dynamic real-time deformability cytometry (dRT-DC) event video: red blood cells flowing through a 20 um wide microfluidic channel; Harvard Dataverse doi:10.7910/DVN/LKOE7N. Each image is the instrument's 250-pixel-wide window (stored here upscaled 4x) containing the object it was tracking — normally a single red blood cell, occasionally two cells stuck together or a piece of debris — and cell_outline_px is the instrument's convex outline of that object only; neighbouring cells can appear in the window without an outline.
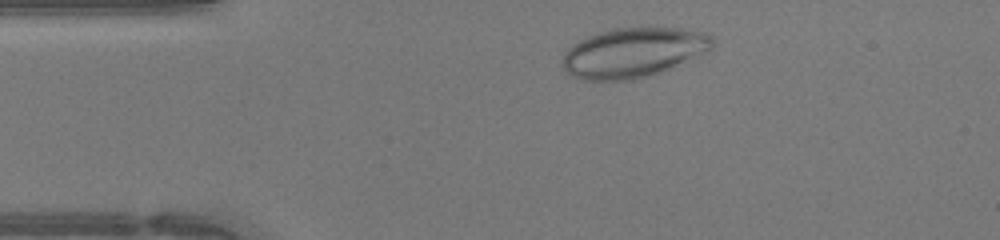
{"species": "human", "species_latin": "Homo sapiens", "temperature_condition": "warm", "stored_images_in_passage": 35, "camera_frame_rate_fps": 3000, "um_per_image_px": 0.085, "donor": {"sex": "female"}, "frame": {"image": 1, "passage_image": 4, "time_ms": 1.0, "image_size_px": [1000, 240], "cell_outline_px": [[712, 48], [652, 76], [636, 80], [580, 80], [572, 76], [564, 68], [564, 52], [572, 44], [588, 36], [612, 28], [680, 28], [704, 32], [712, 36]], "centroid_in_image_um": [53.8, 4.47], "position_along_channel_um": 31.2, "area_um2": 43.06}}
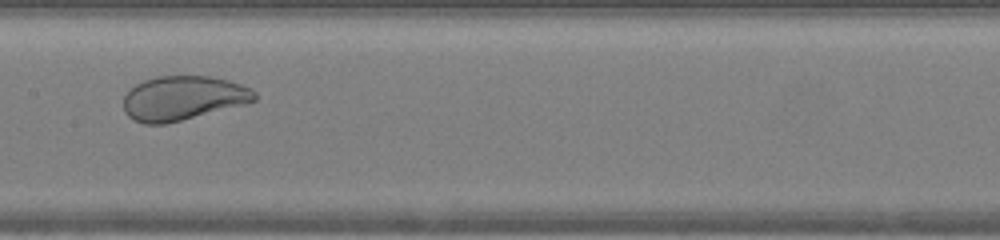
{"frame": {"image": 2, "passage_image": 18, "time_ms": 5.667, "image_size_px": [1000, 240], "cell_outline_px": [[256, 100], [244, 104], [164, 124], [144, 124], [128, 116], [124, 112], [124, 96], [136, 84], [144, 80], [160, 76], [208, 76], [228, 80], [252, 88], [256, 92]], "centroid_in_image_um": [15.55, 8.33], "position_along_channel_um": 191.8, "area_um2": 33.47}}
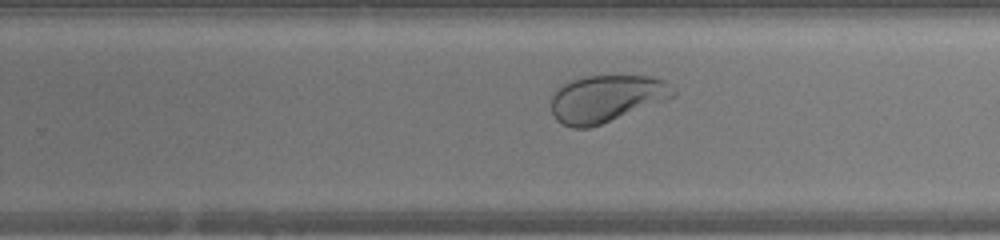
{"frame": {"image": 3, "passage_image": 24, "time_ms": 7.667, "image_size_px": [1000, 240], "cell_outline_px": [[676, 92], [668, 100], [600, 124], [588, 128], [572, 128], [556, 120], [552, 116], [552, 96], [556, 88], [560, 84], [584, 76], [652, 76], [664, 80], [676, 88]], "centroid_in_image_um": [51.54, 8.37], "position_along_channel_um": 278.3, "area_um2": 33.64}, "authors_computed_cell_mechanics": {"area_um2": 39.5352, "velocity_mm_per_s": 4.3218, "shape_relaxation_time_tau1_ms": 3.6353, "shape_relaxation_time_tau2_ms": null, "deformation_change_tau1": 0.1242, "deformation_change_tau2": null}}